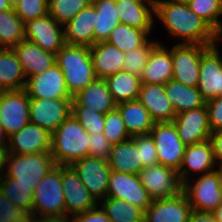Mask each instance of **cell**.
Masks as SVG:
<instances>
[{
  "mask_svg": "<svg viewBox=\"0 0 222 222\" xmlns=\"http://www.w3.org/2000/svg\"><path fill=\"white\" fill-rule=\"evenodd\" d=\"M154 18L162 22L171 39L181 40L178 44H216L213 28L196 15L186 1L155 0Z\"/></svg>",
  "mask_w": 222,
  "mask_h": 222,
  "instance_id": "1",
  "label": "cell"
},
{
  "mask_svg": "<svg viewBox=\"0 0 222 222\" xmlns=\"http://www.w3.org/2000/svg\"><path fill=\"white\" fill-rule=\"evenodd\" d=\"M89 134L81 123L70 115L51 134V155L56 165L68 166L89 156Z\"/></svg>",
  "mask_w": 222,
  "mask_h": 222,
  "instance_id": "2",
  "label": "cell"
},
{
  "mask_svg": "<svg viewBox=\"0 0 222 222\" xmlns=\"http://www.w3.org/2000/svg\"><path fill=\"white\" fill-rule=\"evenodd\" d=\"M55 63L64 74L65 83L71 97L97 79L89 46L65 44L55 54Z\"/></svg>",
  "mask_w": 222,
  "mask_h": 222,
  "instance_id": "3",
  "label": "cell"
},
{
  "mask_svg": "<svg viewBox=\"0 0 222 222\" xmlns=\"http://www.w3.org/2000/svg\"><path fill=\"white\" fill-rule=\"evenodd\" d=\"M32 213L37 217L66 216L61 165L52 168L33 190Z\"/></svg>",
  "mask_w": 222,
  "mask_h": 222,
  "instance_id": "4",
  "label": "cell"
},
{
  "mask_svg": "<svg viewBox=\"0 0 222 222\" xmlns=\"http://www.w3.org/2000/svg\"><path fill=\"white\" fill-rule=\"evenodd\" d=\"M182 191L192 210L213 212L222 202V169L217 168L184 182Z\"/></svg>",
  "mask_w": 222,
  "mask_h": 222,
  "instance_id": "5",
  "label": "cell"
},
{
  "mask_svg": "<svg viewBox=\"0 0 222 222\" xmlns=\"http://www.w3.org/2000/svg\"><path fill=\"white\" fill-rule=\"evenodd\" d=\"M56 166L51 152L26 155L8 154L5 176L15 179L17 184L33 185V190L40 180Z\"/></svg>",
  "mask_w": 222,
  "mask_h": 222,
  "instance_id": "6",
  "label": "cell"
},
{
  "mask_svg": "<svg viewBox=\"0 0 222 222\" xmlns=\"http://www.w3.org/2000/svg\"><path fill=\"white\" fill-rule=\"evenodd\" d=\"M149 134L155 142L159 164L179 171L186 145L173 122H155Z\"/></svg>",
  "mask_w": 222,
  "mask_h": 222,
  "instance_id": "7",
  "label": "cell"
},
{
  "mask_svg": "<svg viewBox=\"0 0 222 222\" xmlns=\"http://www.w3.org/2000/svg\"><path fill=\"white\" fill-rule=\"evenodd\" d=\"M29 104L25 89L0 92V123L8 137L30 122Z\"/></svg>",
  "mask_w": 222,
  "mask_h": 222,
  "instance_id": "8",
  "label": "cell"
},
{
  "mask_svg": "<svg viewBox=\"0 0 222 222\" xmlns=\"http://www.w3.org/2000/svg\"><path fill=\"white\" fill-rule=\"evenodd\" d=\"M208 46L211 45H172V79L189 87H197L201 54Z\"/></svg>",
  "mask_w": 222,
  "mask_h": 222,
  "instance_id": "9",
  "label": "cell"
},
{
  "mask_svg": "<svg viewBox=\"0 0 222 222\" xmlns=\"http://www.w3.org/2000/svg\"><path fill=\"white\" fill-rule=\"evenodd\" d=\"M138 176L152 200L172 197L182 191L178 171L162 164L144 167Z\"/></svg>",
  "mask_w": 222,
  "mask_h": 222,
  "instance_id": "10",
  "label": "cell"
},
{
  "mask_svg": "<svg viewBox=\"0 0 222 222\" xmlns=\"http://www.w3.org/2000/svg\"><path fill=\"white\" fill-rule=\"evenodd\" d=\"M220 44L208 46L201 54L199 90L205 102L222 95V52Z\"/></svg>",
  "mask_w": 222,
  "mask_h": 222,
  "instance_id": "11",
  "label": "cell"
},
{
  "mask_svg": "<svg viewBox=\"0 0 222 222\" xmlns=\"http://www.w3.org/2000/svg\"><path fill=\"white\" fill-rule=\"evenodd\" d=\"M97 202L106 198L111 169L108 161L87 156L70 165Z\"/></svg>",
  "mask_w": 222,
  "mask_h": 222,
  "instance_id": "12",
  "label": "cell"
},
{
  "mask_svg": "<svg viewBox=\"0 0 222 222\" xmlns=\"http://www.w3.org/2000/svg\"><path fill=\"white\" fill-rule=\"evenodd\" d=\"M24 29L25 40L53 54L66 44L64 26L56 22L49 14L24 23Z\"/></svg>",
  "mask_w": 222,
  "mask_h": 222,
  "instance_id": "13",
  "label": "cell"
},
{
  "mask_svg": "<svg viewBox=\"0 0 222 222\" xmlns=\"http://www.w3.org/2000/svg\"><path fill=\"white\" fill-rule=\"evenodd\" d=\"M72 99H30V123L51 134L72 115Z\"/></svg>",
  "mask_w": 222,
  "mask_h": 222,
  "instance_id": "14",
  "label": "cell"
},
{
  "mask_svg": "<svg viewBox=\"0 0 222 222\" xmlns=\"http://www.w3.org/2000/svg\"><path fill=\"white\" fill-rule=\"evenodd\" d=\"M24 89L30 99H72L64 74L56 63L43 73L28 78Z\"/></svg>",
  "mask_w": 222,
  "mask_h": 222,
  "instance_id": "15",
  "label": "cell"
},
{
  "mask_svg": "<svg viewBox=\"0 0 222 222\" xmlns=\"http://www.w3.org/2000/svg\"><path fill=\"white\" fill-rule=\"evenodd\" d=\"M106 197L122 199L143 212L152 203L138 175L111 171Z\"/></svg>",
  "mask_w": 222,
  "mask_h": 222,
  "instance_id": "16",
  "label": "cell"
},
{
  "mask_svg": "<svg viewBox=\"0 0 222 222\" xmlns=\"http://www.w3.org/2000/svg\"><path fill=\"white\" fill-rule=\"evenodd\" d=\"M62 185L66 216L84 213L98 205L70 165L62 166Z\"/></svg>",
  "mask_w": 222,
  "mask_h": 222,
  "instance_id": "17",
  "label": "cell"
},
{
  "mask_svg": "<svg viewBox=\"0 0 222 222\" xmlns=\"http://www.w3.org/2000/svg\"><path fill=\"white\" fill-rule=\"evenodd\" d=\"M172 122L186 146L209 140L211 130L206 105L179 113Z\"/></svg>",
  "mask_w": 222,
  "mask_h": 222,
  "instance_id": "18",
  "label": "cell"
},
{
  "mask_svg": "<svg viewBox=\"0 0 222 222\" xmlns=\"http://www.w3.org/2000/svg\"><path fill=\"white\" fill-rule=\"evenodd\" d=\"M192 211L183 191L175 196L153 200L144 211L143 222H189Z\"/></svg>",
  "mask_w": 222,
  "mask_h": 222,
  "instance_id": "19",
  "label": "cell"
},
{
  "mask_svg": "<svg viewBox=\"0 0 222 222\" xmlns=\"http://www.w3.org/2000/svg\"><path fill=\"white\" fill-rule=\"evenodd\" d=\"M6 147L8 153L15 155L51 152V133L29 122L17 133L8 137Z\"/></svg>",
  "mask_w": 222,
  "mask_h": 222,
  "instance_id": "20",
  "label": "cell"
},
{
  "mask_svg": "<svg viewBox=\"0 0 222 222\" xmlns=\"http://www.w3.org/2000/svg\"><path fill=\"white\" fill-rule=\"evenodd\" d=\"M213 148L210 140L186 146L178 171L182 184L200 173L199 176L216 170ZM194 173V175H192Z\"/></svg>",
  "mask_w": 222,
  "mask_h": 222,
  "instance_id": "21",
  "label": "cell"
},
{
  "mask_svg": "<svg viewBox=\"0 0 222 222\" xmlns=\"http://www.w3.org/2000/svg\"><path fill=\"white\" fill-rule=\"evenodd\" d=\"M120 22L130 27L153 30L155 0H115Z\"/></svg>",
  "mask_w": 222,
  "mask_h": 222,
  "instance_id": "22",
  "label": "cell"
},
{
  "mask_svg": "<svg viewBox=\"0 0 222 222\" xmlns=\"http://www.w3.org/2000/svg\"><path fill=\"white\" fill-rule=\"evenodd\" d=\"M154 122H172L176 114L165 93L164 84H141L138 98Z\"/></svg>",
  "mask_w": 222,
  "mask_h": 222,
  "instance_id": "23",
  "label": "cell"
},
{
  "mask_svg": "<svg viewBox=\"0 0 222 222\" xmlns=\"http://www.w3.org/2000/svg\"><path fill=\"white\" fill-rule=\"evenodd\" d=\"M12 49L18 57L26 79L43 73L55 64V54L28 40H22Z\"/></svg>",
  "mask_w": 222,
  "mask_h": 222,
  "instance_id": "24",
  "label": "cell"
},
{
  "mask_svg": "<svg viewBox=\"0 0 222 222\" xmlns=\"http://www.w3.org/2000/svg\"><path fill=\"white\" fill-rule=\"evenodd\" d=\"M159 42L150 53L140 76L141 84H165L172 79V48Z\"/></svg>",
  "mask_w": 222,
  "mask_h": 222,
  "instance_id": "25",
  "label": "cell"
},
{
  "mask_svg": "<svg viewBox=\"0 0 222 222\" xmlns=\"http://www.w3.org/2000/svg\"><path fill=\"white\" fill-rule=\"evenodd\" d=\"M95 6L90 3L64 25L65 42L68 45H94Z\"/></svg>",
  "mask_w": 222,
  "mask_h": 222,
  "instance_id": "26",
  "label": "cell"
},
{
  "mask_svg": "<svg viewBox=\"0 0 222 222\" xmlns=\"http://www.w3.org/2000/svg\"><path fill=\"white\" fill-rule=\"evenodd\" d=\"M72 106H85L91 111L106 114L116 109L117 104L104 79H96L72 97Z\"/></svg>",
  "mask_w": 222,
  "mask_h": 222,
  "instance_id": "27",
  "label": "cell"
},
{
  "mask_svg": "<svg viewBox=\"0 0 222 222\" xmlns=\"http://www.w3.org/2000/svg\"><path fill=\"white\" fill-rule=\"evenodd\" d=\"M90 56L98 79H105L123 71L125 53L107 41L97 42L91 46Z\"/></svg>",
  "mask_w": 222,
  "mask_h": 222,
  "instance_id": "28",
  "label": "cell"
},
{
  "mask_svg": "<svg viewBox=\"0 0 222 222\" xmlns=\"http://www.w3.org/2000/svg\"><path fill=\"white\" fill-rule=\"evenodd\" d=\"M116 109L119 111L130 136L147 135L155 124L148 110L138 99L119 103Z\"/></svg>",
  "mask_w": 222,
  "mask_h": 222,
  "instance_id": "29",
  "label": "cell"
},
{
  "mask_svg": "<svg viewBox=\"0 0 222 222\" xmlns=\"http://www.w3.org/2000/svg\"><path fill=\"white\" fill-rule=\"evenodd\" d=\"M108 165L111 171L133 175L140 173L142 160H140L139 150L131 138L112 146Z\"/></svg>",
  "mask_w": 222,
  "mask_h": 222,
  "instance_id": "30",
  "label": "cell"
},
{
  "mask_svg": "<svg viewBox=\"0 0 222 222\" xmlns=\"http://www.w3.org/2000/svg\"><path fill=\"white\" fill-rule=\"evenodd\" d=\"M26 76L12 48H0V89L2 91L24 89Z\"/></svg>",
  "mask_w": 222,
  "mask_h": 222,
  "instance_id": "31",
  "label": "cell"
},
{
  "mask_svg": "<svg viewBox=\"0 0 222 222\" xmlns=\"http://www.w3.org/2000/svg\"><path fill=\"white\" fill-rule=\"evenodd\" d=\"M164 89L176 115L206 105L197 87H189L171 79L164 84Z\"/></svg>",
  "mask_w": 222,
  "mask_h": 222,
  "instance_id": "32",
  "label": "cell"
},
{
  "mask_svg": "<svg viewBox=\"0 0 222 222\" xmlns=\"http://www.w3.org/2000/svg\"><path fill=\"white\" fill-rule=\"evenodd\" d=\"M95 6L94 44L106 41L112 30L119 25L115 0H92Z\"/></svg>",
  "mask_w": 222,
  "mask_h": 222,
  "instance_id": "33",
  "label": "cell"
},
{
  "mask_svg": "<svg viewBox=\"0 0 222 222\" xmlns=\"http://www.w3.org/2000/svg\"><path fill=\"white\" fill-rule=\"evenodd\" d=\"M108 90L116 104L138 98L141 87L140 77L129 72L121 71L104 79Z\"/></svg>",
  "mask_w": 222,
  "mask_h": 222,
  "instance_id": "34",
  "label": "cell"
},
{
  "mask_svg": "<svg viewBox=\"0 0 222 222\" xmlns=\"http://www.w3.org/2000/svg\"><path fill=\"white\" fill-rule=\"evenodd\" d=\"M151 32L152 30L137 29L120 23L106 41L126 53L143 46L150 39Z\"/></svg>",
  "mask_w": 222,
  "mask_h": 222,
  "instance_id": "35",
  "label": "cell"
},
{
  "mask_svg": "<svg viewBox=\"0 0 222 222\" xmlns=\"http://www.w3.org/2000/svg\"><path fill=\"white\" fill-rule=\"evenodd\" d=\"M98 205L111 222H143L144 212L122 199L106 197Z\"/></svg>",
  "mask_w": 222,
  "mask_h": 222,
  "instance_id": "36",
  "label": "cell"
},
{
  "mask_svg": "<svg viewBox=\"0 0 222 222\" xmlns=\"http://www.w3.org/2000/svg\"><path fill=\"white\" fill-rule=\"evenodd\" d=\"M24 39V23L14 8L0 11V48H13Z\"/></svg>",
  "mask_w": 222,
  "mask_h": 222,
  "instance_id": "37",
  "label": "cell"
},
{
  "mask_svg": "<svg viewBox=\"0 0 222 222\" xmlns=\"http://www.w3.org/2000/svg\"><path fill=\"white\" fill-rule=\"evenodd\" d=\"M1 191L13 205L23 212H32L33 185L17 184L15 179L1 178Z\"/></svg>",
  "mask_w": 222,
  "mask_h": 222,
  "instance_id": "38",
  "label": "cell"
},
{
  "mask_svg": "<svg viewBox=\"0 0 222 222\" xmlns=\"http://www.w3.org/2000/svg\"><path fill=\"white\" fill-rule=\"evenodd\" d=\"M92 0H48V14L60 25H66Z\"/></svg>",
  "mask_w": 222,
  "mask_h": 222,
  "instance_id": "39",
  "label": "cell"
},
{
  "mask_svg": "<svg viewBox=\"0 0 222 222\" xmlns=\"http://www.w3.org/2000/svg\"><path fill=\"white\" fill-rule=\"evenodd\" d=\"M160 41L150 38L143 46L125 53L123 71L141 76L146 67L150 53Z\"/></svg>",
  "mask_w": 222,
  "mask_h": 222,
  "instance_id": "40",
  "label": "cell"
},
{
  "mask_svg": "<svg viewBox=\"0 0 222 222\" xmlns=\"http://www.w3.org/2000/svg\"><path fill=\"white\" fill-rule=\"evenodd\" d=\"M71 113L89 135L103 133L105 128L104 114L91 111L85 106H72Z\"/></svg>",
  "mask_w": 222,
  "mask_h": 222,
  "instance_id": "41",
  "label": "cell"
},
{
  "mask_svg": "<svg viewBox=\"0 0 222 222\" xmlns=\"http://www.w3.org/2000/svg\"><path fill=\"white\" fill-rule=\"evenodd\" d=\"M104 118L105 128L103 134L112 145H116L119 142L131 138L117 109L106 113Z\"/></svg>",
  "mask_w": 222,
  "mask_h": 222,
  "instance_id": "42",
  "label": "cell"
},
{
  "mask_svg": "<svg viewBox=\"0 0 222 222\" xmlns=\"http://www.w3.org/2000/svg\"><path fill=\"white\" fill-rule=\"evenodd\" d=\"M189 8L212 28L216 26L221 12L222 0H186Z\"/></svg>",
  "mask_w": 222,
  "mask_h": 222,
  "instance_id": "43",
  "label": "cell"
},
{
  "mask_svg": "<svg viewBox=\"0 0 222 222\" xmlns=\"http://www.w3.org/2000/svg\"><path fill=\"white\" fill-rule=\"evenodd\" d=\"M14 11L26 23L48 14V0H20Z\"/></svg>",
  "mask_w": 222,
  "mask_h": 222,
  "instance_id": "44",
  "label": "cell"
},
{
  "mask_svg": "<svg viewBox=\"0 0 222 222\" xmlns=\"http://www.w3.org/2000/svg\"><path fill=\"white\" fill-rule=\"evenodd\" d=\"M137 150H139L140 160H142V168L159 164L156 146L150 134L131 136Z\"/></svg>",
  "mask_w": 222,
  "mask_h": 222,
  "instance_id": "45",
  "label": "cell"
},
{
  "mask_svg": "<svg viewBox=\"0 0 222 222\" xmlns=\"http://www.w3.org/2000/svg\"><path fill=\"white\" fill-rule=\"evenodd\" d=\"M89 156L108 161L112 144L103 133L89 135Z\"/></svg>",
  "mask_w": 222,
  "mask_h": 222,
  "instance_id": "46",
  "label": "cell"
},
{
  "mask_svg": "<svg viewBox=\"0 0 222 222\" xmlns=\"http://www.w3.org/2000/svg\"><path fill=\"white\" fill-rule=\"evenodd\" d=\"M211 132L222 129V95L206 102Z\"/></svg>",
  "mask_w": 222,
  "mask_h": 222,
  "instance_id": "47",
  "label": "cell"
},
{
  "mask_svg": "<svg viewBox=\"0 0 222 222\" xmlns=\"http://www.w3.org/2000/svg\"><path fill=\"white\" fill-rule=\"evenodd\" d=\"M23 213L0 191V222H13Z\"/></svg>",
  "mask_w": 222,
  "mask_h": 222,
  "instance_id": "48",
  "label": "cell"
},
{
  "mask_svg": "<svg viewBox=\"0 0 222 222\" xmlns=\"http://www.w3.org/2000/svg\"><path fill=\"white\" fill-rule=\"evenodd\" d=\"M71 220L72 222H111L99 205L84 213L72 216Z\"/></svg>",
  "mask_w": 222,
  "mask_h": 222,
  "instance_id": "49",
  "label": "cell"
},
{
  "mask_svg": "<svg viewBox=\"0 0 222 222\" xmlns=\"http://www.w3.org/2000/svg\"><path fill=\"white\" fill-rule=\"evenodd\" d=\"M209 140L213 148L215 163L219 169H222V129L211 132Z\"/></svg>",
  "mask_w": 222,
  "mask_h": 222,
  "instance_id": "50",
  "label": "cell"
},
{
  "mask_svg": "<svg viewBox=\"0 0 222 222\" xmlns=\"http://www.w3.org/2000/svg\"><path fill=\"white\" fill-rule=\"evenodd\" d=\"M189 222H216L212 212L192 210Z\"/></svg>",
  "mask_w": 222,
  "mask_h": 222,
  "instance_id": "51",
  "label": "cell"
},
{
  "mask_svg": "<svg viewBox=\"0 0 222 222\" xmlns=\"http://www.w3.org/2000/svg\"><path fill=\"white\" fill-rule=\"evenodd\" d=\"M8 154L7 147H0V178L5 175Z\"/></svg>",
  "mask_w": 222,
  "mask_h": 222,
  "instance_id": "52",
  "label": "cell"
},
{
  "mask_svg": "<svg viewBox=\"0 0 222 222\" xmlns=\"http://www.w3.org/2000/svg\"><path fill=\"white\" fill-rule=\"evenodd\" d=\"M37 222H72V220L69 216L38 217Z\"/></svg>",
  "mask_w": 222,
  "mask_h": 222,
  "instance_id": "53",
  "label": "cell"
},
{
  "mask_svg": "<svg viewBox=\"0 0 222 222\" xmlns=\"http://www.w3.org/2000/svg\"><path fill=\"white\" fill-rule=\"evenodd\" d=\"M221 17H222V6H221V12H220V15H219V19L216 23V26L213 28V32H214V36H215V39H216V43L217 44H220V38H222V20H221ZM219 41V43H218Z\"/></svg>",
  "mask_w": 222,
  "mask_h": 222,
  "instance_id": "54",
  "label": "cell"
},
{
  "mask_svg": "<svg viewBox=\"0 0 222 222\" xmlns=\"http://www.w3.org/2000/svg\"><path fill=\"white\" fill-rule=\"evenodd\" d=\"M38 217L32 212H24L13 222H37Z\"/></svg>",
  "mask_w": 222,
  "mask_h": 222,
  "instance_id": "55",
  "label": "cell"
},
{
  "mask_svg": "<svg viewBox=\"0 0 222 222\" xmlns=\"http://www.w3.org/2000/svg\"><path fill=\"white\" fill-rule=\"evenodd\" d=\"M8 144V135L4 131L2 124L0 123V147H6Z\"/></svg>",
  "mask_w": 222,
  "mask_h": 222,
  "instance_id": "56",
  "label": "cell"
},
{
  "mask_svg": "<svg viewBox=\"0 0 222 222\" xmlns=\"http://www.w3.org/2000/svg\"><path fill=\"white\" fill-rule=\"evenodd\" d=\"M212 214L216 222H222V202L216 207Z\"/></svg>",
  "mask_w": 222,
  "mask_h": 222,
  "instance_id": "57",
  "label": "cell"
},
{
  "mask_svg": "<svg viewBox=\"0 0 222 222\" xmlns=\"http://www.w3.org/2000/svg\"><path fill=\"white\" fill-rule=\"evenodd\" d=\"M12 9L8 0H0V11H6Z\"/></svg>",
  "mask_w": 222,
  "mask_h": 222,
  "instance_id": "58",
  "label": "cell"
},
{
  "mask_svg": "<svg viewBox=\"0 0 222 222\" xmlns=\"http://www.w3.org/2000/svg\"><path fill=\"white\" fill-rule=\"evenodd\" d=\"M20 0H8V3L10 4L11 8H14Z\"/></svg>",
  "mask_w": 222,
  "mask_h": 222,
  "instance_id": "59",
  "label": "cell"
}]
</instances>
